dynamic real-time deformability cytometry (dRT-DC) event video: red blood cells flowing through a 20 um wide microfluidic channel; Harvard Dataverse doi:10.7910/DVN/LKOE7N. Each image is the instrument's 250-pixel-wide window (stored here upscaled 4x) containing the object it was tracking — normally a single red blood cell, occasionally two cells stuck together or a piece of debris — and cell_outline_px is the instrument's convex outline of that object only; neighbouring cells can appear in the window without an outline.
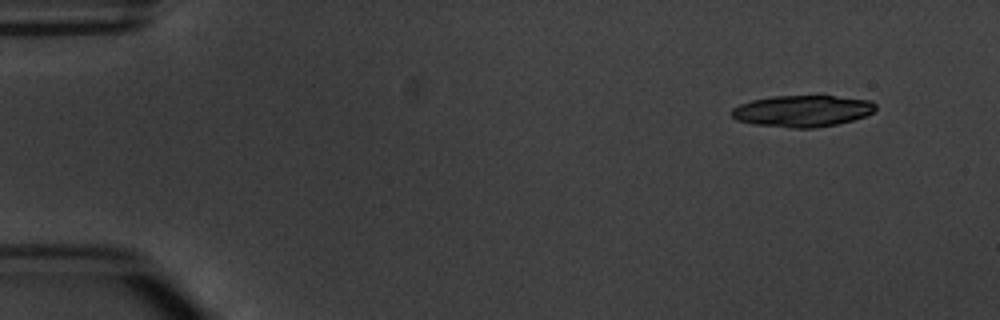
{"species": "common noctule bat (a hibernating species)", "species_latin": "Nyctalus noctula", "temperature_condition": "warm", "stored_images_in_passage": 4, "camera_frame_rate_fps": 3000, "um_per_image_px": 0.085, "animal": {"sex": "male", "body_mass_g": 20.1, "forearm_length_mm": 53.5}, "frame": {"image": 1, "passage_image": 1, "time_ms": 0.0, "image_size_px": [1000, 320], "cell_outline_px": [[876, 108], [872, 112], [864, 116], [852, 120], [836, 124], [816, 128], [788, 128], [756, 124], [736, 120], [732, 116], [732, 108], [740, 104], [752, 100], [772, 96], [832, 96], [872, 100], [876, 104]], "centroid_in_image_um": [68.2, 9.43], "position_along_channel_um": 16.8, "area_um2": 26.36}}